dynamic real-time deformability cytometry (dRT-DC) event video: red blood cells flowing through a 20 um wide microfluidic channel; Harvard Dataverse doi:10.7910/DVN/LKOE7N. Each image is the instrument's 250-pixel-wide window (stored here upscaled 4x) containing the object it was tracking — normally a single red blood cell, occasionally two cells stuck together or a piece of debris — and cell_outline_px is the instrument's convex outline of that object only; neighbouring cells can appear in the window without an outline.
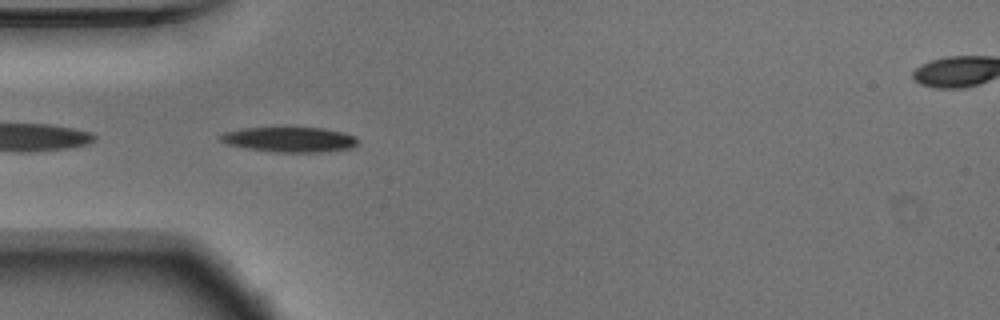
{"species": "Egyptian fruit bat (a non-hibernating species)", "species_latin": "Rousettus aegyptiacus", "temperature_condition": "warm", "stored_images_in_passage": 39, "camera_frame_rate_fps": 3000, "um_per_image_px": 0.085, "animal": {"sex": "male"}, "frame": {"image": 1, "passage_image": 1, "time_ms": 0.0, "image_size_px": [1000, 320], "cell_outline_px": [[360, 144], [352, 148], [320, 152], [272, 152], [248, 148], [228, 144], [220, 140], [220, 136], [224, 132], [240, 128], [324, 128], [344, 132], [356, 136], [360, 140]], "centroid_in_image_um": [24.69, 11.86], "position_along_channel_um": 60.3, "area_um2": 20.17}}
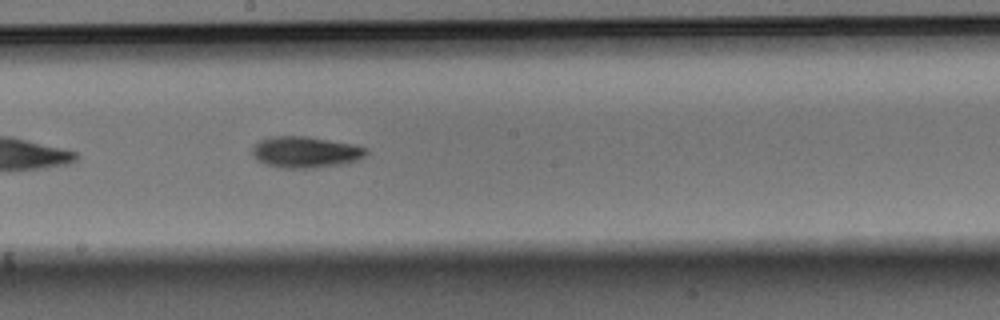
{"frame": {"image": 2, "passage_image": 14, "time_ms": 4.333, "image_size_px": [1000, 320], "cell_outline_px": [[368, 152], [364, 156], [356, 160], [340, 164], [316, 168], [284, 168], [264, 164], [256, 160], [252, 152], [252, 148], [260, 140], [272, 136], [304, 136], [352, 144], [364, 148]], "centroid_in_image_um": [25.91, 12.93], "position_along_channel_um": 222.3, "area_um2": 20.52}}
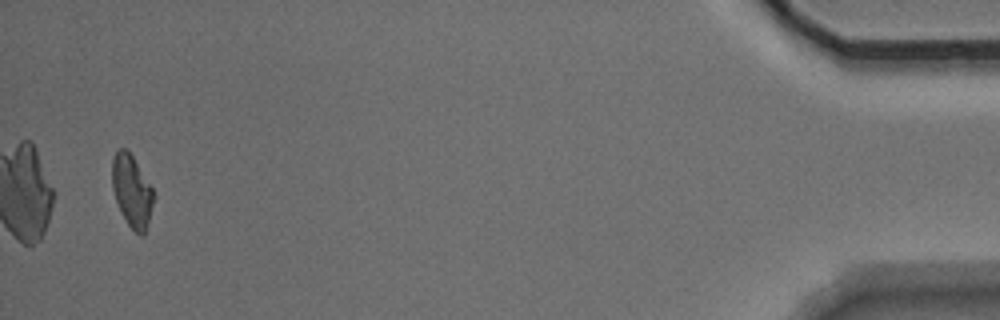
{"frame": {"image": 3, "passage_image": 37, "time_ms": 12.0, "image_size_px": [1000, 320], "cell_outline_px": [[152, 204], [144, 236], [140, 236], [128, 224], [120, 212], [112, 188], [112, 156], [120, 148], [124, 148], [132, 156], [152, 188]], "centroid_in_image_um": [11.17, 16.24], "position_along_channel_um": 424.0, "area_um2": 16.94}, "authors_computed_cell_mechanics": {"area_um2": 18.9584, "velocity_mm_per_s": 3.7512, "shape_relaxation_time_tau1_ms": 3.6958, "shape_relaxation_time_tau2_ms": null, "deformation_change_tau1": 0.1609, "deformation_change_tau2": null}}